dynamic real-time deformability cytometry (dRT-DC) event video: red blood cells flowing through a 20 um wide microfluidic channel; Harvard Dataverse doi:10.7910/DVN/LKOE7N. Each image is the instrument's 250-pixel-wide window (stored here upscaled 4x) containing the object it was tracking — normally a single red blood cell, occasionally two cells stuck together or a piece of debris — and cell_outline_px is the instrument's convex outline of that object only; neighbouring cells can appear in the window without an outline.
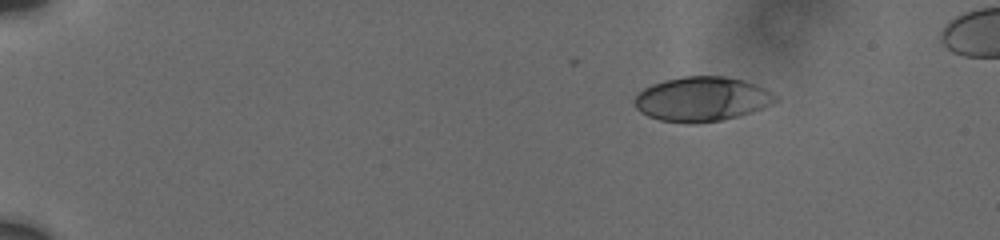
{"species": "human", "species_latin": "Homo sapiens", "temperature_condition": "cold", "stored_images_in_passage": 7, "camera_frame_rate_fps": 3000, "um_per_image_px": 0.085, "donor": {"sex": "male"}, "frame": {"image": 1, "passage_image": 1, "time_ms": 0.0, "image_size_px": [1000, 240], "cell_outline_px": [[780, 100], [772, 104], [752, 112], [740, 116], [720, 120], [696, 124], [688, 124], [660, 120], [648, 116], [640, 112], [636, 108], [636, 92], [652, 84], [664, 80], [684, 76], [724, 76], [744, 80], [756, 84], [772, 92]], "centroid_in_image_um": [59.67, 8.42], "position_along_channel_um": 25.3, "area_um2": 36.82}}
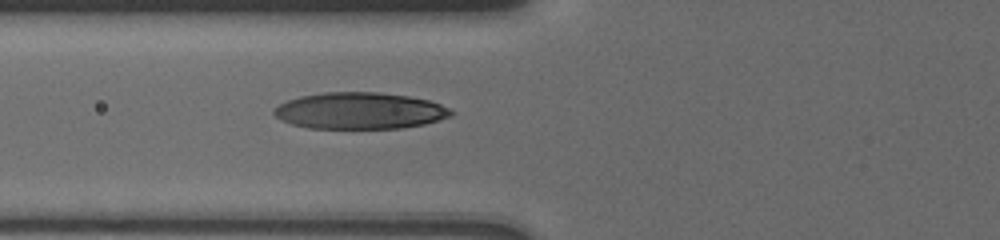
{"frame": {"image": 2, "passage_image": 7, "time_ms": 5.0, "image_size_px": [1000, 240], "cell_outline_px": [[452, 116], [424, 124], [400, 128], [308, 128], [292, 124], [280, 120], [272, 112], [280, 104], [288, 100], [300, 96], [324, 92], [376, 92], [408, 96], [428, 100], [440, 104], [448, 108], [452, 112]], "centroid_in_image_um": [30.56, 9.41], "position_along_channel_um": 95.2, "area_um2": 37.51}}